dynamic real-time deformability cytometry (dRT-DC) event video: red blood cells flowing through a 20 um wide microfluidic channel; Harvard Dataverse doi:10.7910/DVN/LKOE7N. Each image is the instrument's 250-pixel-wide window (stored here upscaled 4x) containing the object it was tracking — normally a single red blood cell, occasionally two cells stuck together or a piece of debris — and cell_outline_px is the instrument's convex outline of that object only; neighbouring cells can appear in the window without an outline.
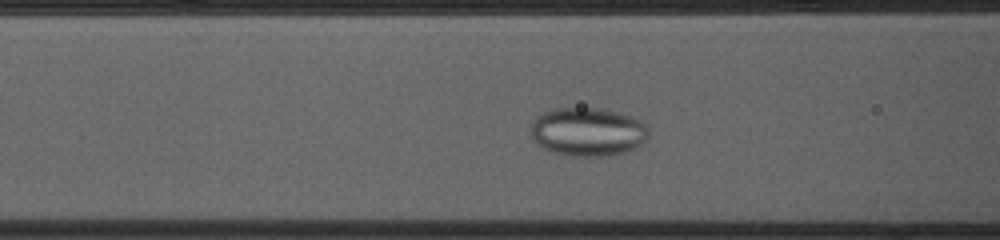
{"species": "common noctule bat (a hibernating species)", "species_latin": "Nyctalus noctula", "temperature_condition": "cold", "stored_images_in_passage": 50, "camera_frame_rate_fps": 3000, "um_per_image_px": 0.085, "animal": {"sex": "female", "body_mass_g": 23.0, "forearm_length_mm": 53.4}, "frame": {"image": 1, "passage_image": 17, "time_ms": 5.333, "image_size_px": [1000, 240], "cell_outline_px": [[648, 140], [636, 148], [612, 156], [564, 156], [544, 148], [532, 136], [532, 124], [536, 116], [544, 112], [556, 108], [596, 108], [616, 112], [628, 116], [648, 124]], "centroid_in_image_um": [50.0, 11.22], "position_along_channel_um": 116.6, "area_um2": 33.29}}
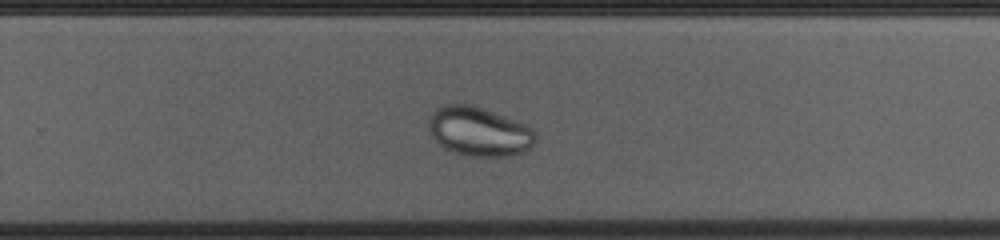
{"frame": {"image": 2, "passage_image": 31, "time_ms": 10.0, "image_size_px": [1000, 240], "cell_outline_px": [[536, 140], [532, 148], [528, 152], [508, 156], [472, 156], [456, 152], [444, 148], [428, 132], [428, 120], [432, 112], [436, 108], [444, 104], [472, 104], [528, 124], [536, 132]], "centroid_in_image_um": [40.76, 11.17], "position_along_channel_um": 289.0, "area_um2": 31.1}}
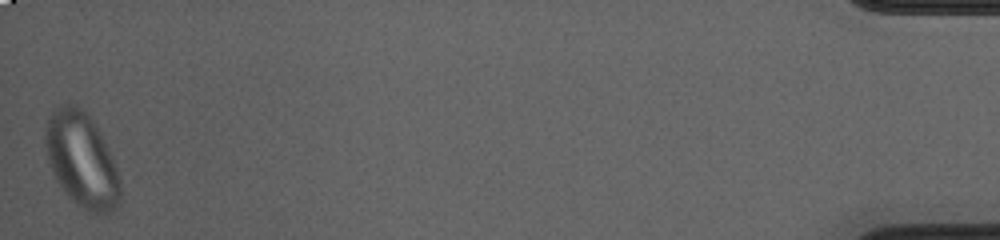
{"frame": {"image": 3, "passage_image": 50, "time_ms": 16.333, "image_size_px": [1000, 240], "cell_outline_px": [[124, 200], [120, 204], [108, 212], [88, 212], [68, 196], [56, 180], [52, 172], [48, 160], [44, 140], [44, 128], [48, 116], [52, 112], [64, 104], [72, 104], [88, 112], [96, 124], [100, 132], [116, 168], [120, 180]], "centroid_in_image_um": [6.95, 13.58], "position_along_channel_um": 428.2, "area_um2": 41.44}}